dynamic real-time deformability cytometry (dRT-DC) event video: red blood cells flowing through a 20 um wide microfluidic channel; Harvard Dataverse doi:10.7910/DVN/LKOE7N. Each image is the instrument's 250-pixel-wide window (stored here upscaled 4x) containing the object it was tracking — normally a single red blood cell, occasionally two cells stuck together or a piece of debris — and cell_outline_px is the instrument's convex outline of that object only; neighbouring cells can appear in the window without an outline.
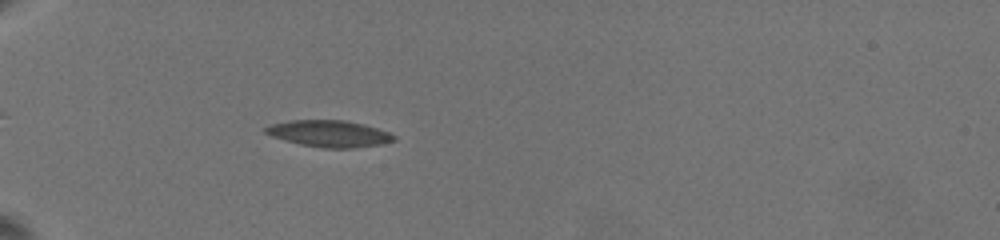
{"species": "common noctule bat (a hibernating species)", "species_latin": "Nyctalus noctula", "temperature_condition": "warm", "stored_images_in_passage": 65, "camera_frame_rate_fps": 3000, "um_per_image_px": 0.085, "animal": {"sex": "female", "body_mass_g": 19.5, "forearm_length_mm": 54.1}, "frame": {"image": 1, "passage_image": 8, "time_ms": 2.333, "image_size_px": [1000, 240], "cell_outline_px": [[396, 140], [380, 144], [352, 148], [324, 148], [300, 144], [272, 136], [264, 132], [264, 128], [272, 124], [292, 120], [344, 120], [376, 128], [388, 132], [396, 136]], "centroid_in_image_um": [27.98, 11.36], "position_along_channel_um": 57.0, "area_um2": 19.59}}
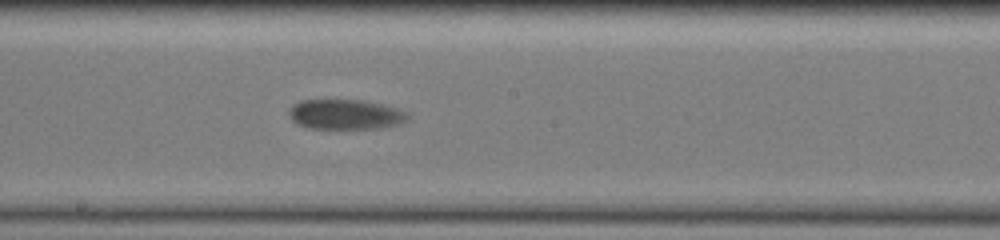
{"frame": {"image": 2, "passage_image": 28, "time_ms": 8.0, "image_size_px": [1000, 240], "cell_outline_px": [[408, 120], [396, 124], [380, 128], [312, 128], [300, 124], [292, 120], [288, 112], [296, 104], [304, 100], [364, 100], [396, 108], [404, 112], [408, 116]], "centroid_in_image_um": [29.38, 9.72], "position_along_channel_um": 218.8, "area_um2": 20.17}}
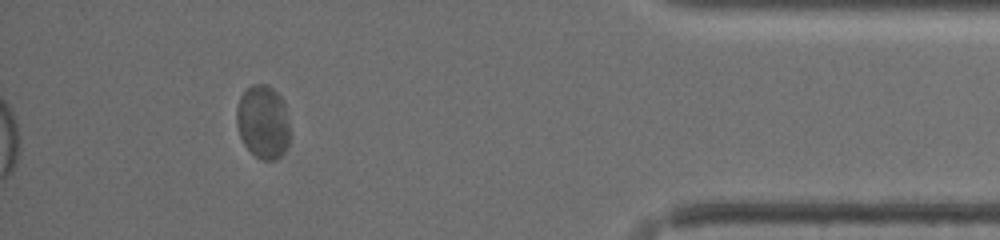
{"frame": {"image": 3, "passage_image": 57, "time_ms": 15.0, "image_size_px": [1000, 240], "cell_outline_px": [[288, 144], [284, 152], [280, 156], [272, 160], [264, 160], [256, 156], [244, 144], [240, 136], [236, 124], [236, 108], [240, 96], [252, 84], [268, 84], [280, 96], [284, 104], [288, 116]], "centroid_in_image_um": [22.34, 10.34], "position_along_channel_um": 412.9, "area_um2": 22.72}}